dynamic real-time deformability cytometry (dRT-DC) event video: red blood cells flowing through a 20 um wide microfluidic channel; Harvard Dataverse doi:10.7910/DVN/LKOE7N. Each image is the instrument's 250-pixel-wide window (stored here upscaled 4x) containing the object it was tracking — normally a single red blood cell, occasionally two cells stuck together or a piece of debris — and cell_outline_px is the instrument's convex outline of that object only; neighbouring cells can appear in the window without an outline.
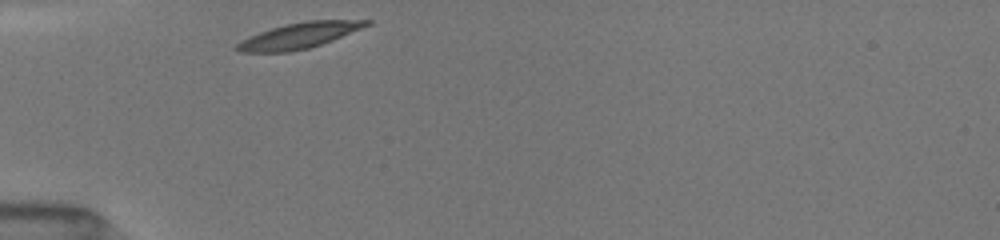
{"species": "common noctule bat (a hibernating species)", "species_latin": "Nyctalus noctula", "temperature_condition": "room temperature", "stored_images_in_passage": 7, "camera_frame_rate_fps": 3000, "um_per_image_px": 0.085, "animal": {"sex": "female", "body_mass_g": 19.5, "forearm_length_mm": 54.1}, "frame": {"image": 1, "passage_image": 1, "time_ms": 0.0, "image_size_px": [1000, 240], "cell_outline_px": [[372, 24], [332, 40], [308, 48], [288, 52], [240, 52], [232, 48], [240, 40], [248, 36], [272, 28], [288, 24], [308, 20], [372, 20]], "centroid_in_image_um": [25.39, 3.03], "position_along_channel_um": 59.6, "area_um2": 19.31}}
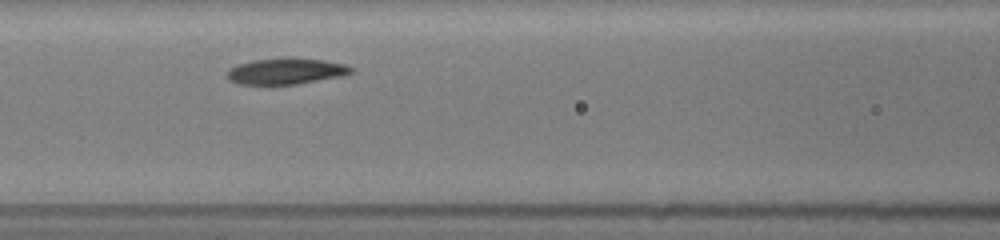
{"frame": {"image": 2, "passage_image": 4, "time_ms": 2.333, "image_size_px": [1000, 240], "cell_outline_px": [[352, 72], [340, 76], [296, 84], [268, 88], [236, 84], [228, 80], [224, 76], [228, 68], [236, 64], [252, 60], [288, 56], [324, 60], [344, 64], [352, 68]], "centroid_in_image_um": [24.13, 6.08], "position_along_channel_um": 142.5, "area_um2": 20.11}}
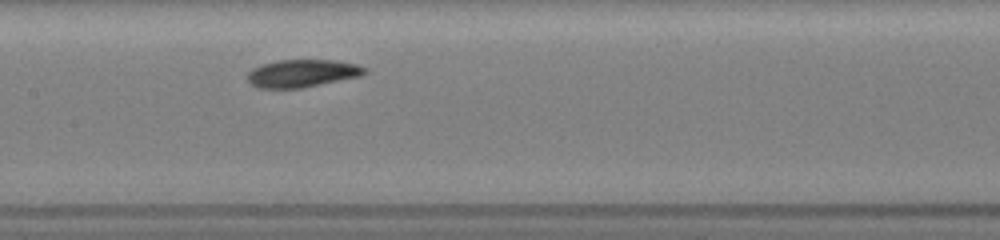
{"frame": {"image": 3, "passage_image": 7, "time_ms": 3.333, "image_size_px": [1000, 240], "cell_outline_px": [[368, 72], [360, 76], [300, 88], [256, 88], [248, 80], [248, 72], [252, 68], [260, 64], [276, 60], [336, 60], [356, 64], [368, 68]], "centroid_in_image_um": [25.68, 6.22], "position_along_channel_um": 181.7, "area_um2": 18.96}}